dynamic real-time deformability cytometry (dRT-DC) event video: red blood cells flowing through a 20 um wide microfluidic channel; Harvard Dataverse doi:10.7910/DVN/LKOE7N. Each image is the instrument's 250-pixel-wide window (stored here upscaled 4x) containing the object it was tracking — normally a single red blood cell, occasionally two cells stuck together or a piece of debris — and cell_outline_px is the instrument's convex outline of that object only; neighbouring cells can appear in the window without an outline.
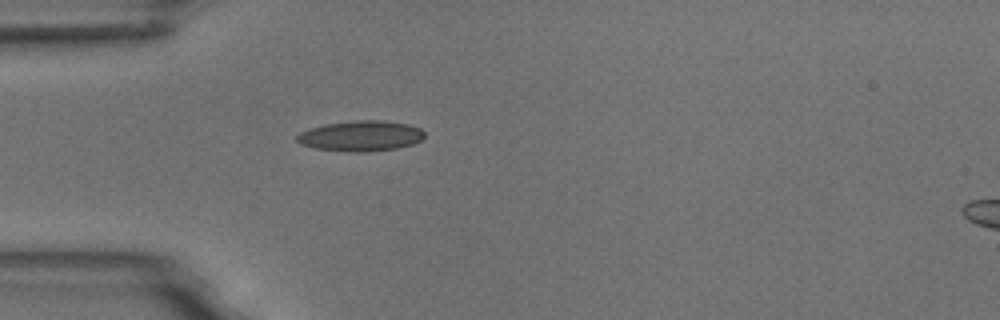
{"species": "common noctule bat (a hibernating species)", "species_latin": "Nyctalus noctula", "temperature_condition": "room temperature", "stored_images_in_passage": 1, "camera_frame_rate_fps": 3000, "um_per_image_px": 0.085, "animal": {"sex": "male", "body_mass_g": 18.8}, "frame": {"image": 1, "passage_image": 1, "time_ms": 0.0, "image_size_px": [1000, 320], "cell_outline_px": [[424, 136], [420, 140], [412, 144], [396, 148], [368, 152], [348, 152], [316, 148], [300, 144], [296, 140], [296, 136], [300, 132], [324, 124], [356, 120], [380, 120], [408, 124], [420, 128], [424, 132]], "centroid_in_image_um": [30.66, 11.56], "position_along_channel_um": 54.3, "area_um2": 22.6}}